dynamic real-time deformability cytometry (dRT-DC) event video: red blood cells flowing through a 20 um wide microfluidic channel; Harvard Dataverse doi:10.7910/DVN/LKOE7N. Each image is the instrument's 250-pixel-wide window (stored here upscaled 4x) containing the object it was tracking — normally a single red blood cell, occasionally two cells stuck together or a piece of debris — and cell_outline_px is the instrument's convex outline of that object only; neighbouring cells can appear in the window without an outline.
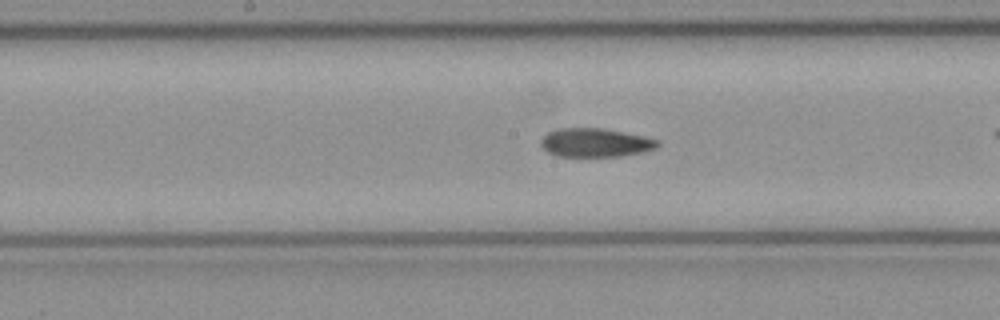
{"species": "common noctule bat (a hibernating species)", "species_latin": "Nyctalus noctula", "temperature_condition": "cold", "stored_images_in_passage": 32, "camera_frame_rate_fps": 3000, "um_per_image_px": 0.085, "animal": {"sex": "female", "body_mass_g": 21.9}, "frame": {"image": 1, "passage_image": 19, "time_ms": 6.0, "image_size_px": [1000, 320], "cell_outline_px": [[660, 144], [656, 148], [644, 152], [620, 156], [556, 156], [548, 152], [540, 144], [540, 140], [548, 132], [556, 128], [604, 128], [644, 136], [660, 140]], "centroid_in_image_um": [50.62, 12.12], "position_along_channel_um": 197.6, "area_um2": 19.65}}
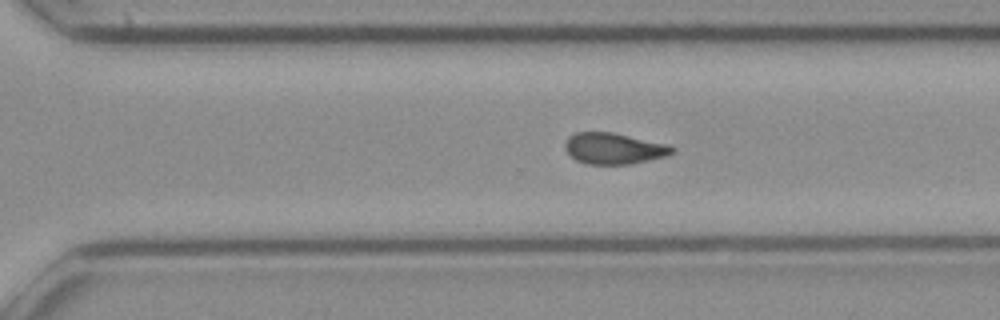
{"frame": {"image": 2, "passage_image": 28, "time_ms": 9.0, "image_size_px": [1000, 320], "cell_outline_px": [[676, 152], [664, 156], [632, 164], [588, 164], [576, 160], [564, 148], [564, 144], [568, 136], [576, 132], [612, 132], [668, 144], [676, 148]], "centroid_in_image_um": [52.18, 12.61], "position_along_channel_um": 318.4, "area_um2": 19.48}}